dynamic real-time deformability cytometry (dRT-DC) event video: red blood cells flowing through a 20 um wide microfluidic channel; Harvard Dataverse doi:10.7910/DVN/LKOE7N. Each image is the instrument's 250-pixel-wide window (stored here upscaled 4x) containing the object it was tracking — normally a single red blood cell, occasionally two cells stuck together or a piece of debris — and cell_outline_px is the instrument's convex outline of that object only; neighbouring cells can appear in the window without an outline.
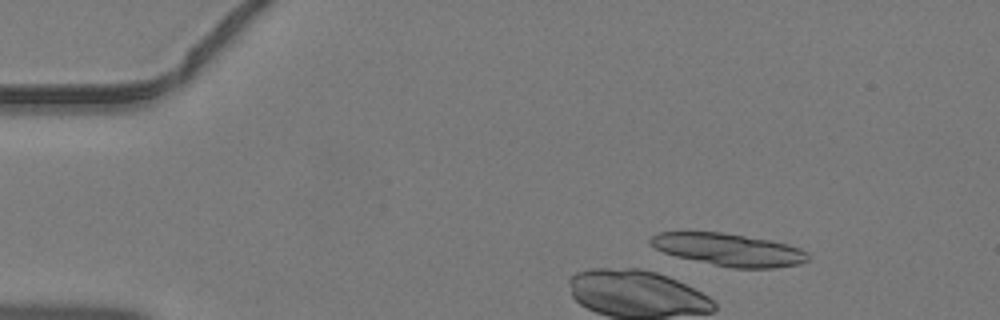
{"species": "common noctule bat (a hibernating species)", "species_latin": "Nyctalus noctula", "temperature_condition": "warm", "stored_images_in_passage": 12, "camera_frame_rate_fps": 3000, "um_per_image_px": 0.085, "animal": {"sex": "male", "body_mass_g": 19.2, "forearm_length_mm": 51.8}, "frame": {"image": 1, "passage_image": 6, "time_ms": 1.667, "image_size_px": [1000, 320], "cell_outline_px": [[808, 260], [800, 264], [772, 268], [732, 268], [676, 256], [664, 252], [648, 244], [648, 240], [652, 236], [660, 232], [720, 232], [768, 240], [788, 244], [800, 248], [808, 252]], "centroid_in_image_um": [61.95, 21.22], "position_along_channel_um": 23.1, "area_um2": 29.54}}